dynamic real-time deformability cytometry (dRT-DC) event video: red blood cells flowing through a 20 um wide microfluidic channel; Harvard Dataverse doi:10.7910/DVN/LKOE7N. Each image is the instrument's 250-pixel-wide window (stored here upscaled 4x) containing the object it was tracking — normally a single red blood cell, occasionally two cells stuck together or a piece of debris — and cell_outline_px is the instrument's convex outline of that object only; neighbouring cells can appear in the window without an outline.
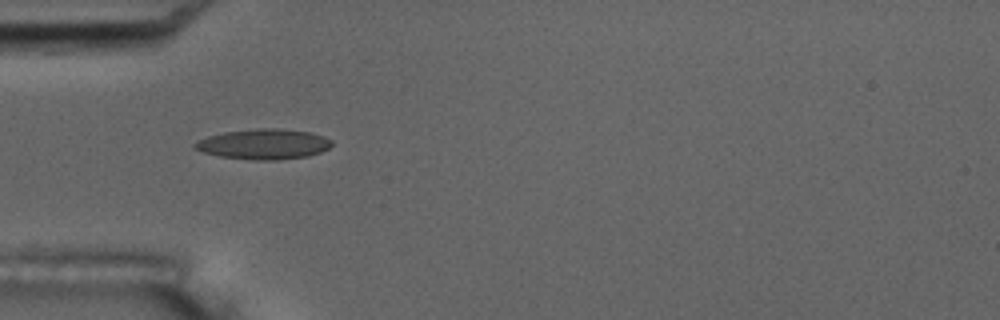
{"species": "common noctule bat (a hibernating species)", "species_latin": "Nyctalus noctula", "temperature_condition": "room temperature", "stored_images_in_passage": 6, "camera_frame_rate_fps": 3000, "um_per_image_px": 0.085, "animal": {"sex": "male", "body_mass_g": 17.5, "forearm_length_mm": 52.3}, "frame": {"image": 1, "passage_image": 5, "time_ms": 4.667, "image_size_px": [1000, 320], "cell_outline_px": [[332, 144], [328, 148], [320, 152], [308, 156], [276, 160], [252, 160], [220, 156], [204, 152], [196, 148], [192, 144], [208, 136], [224, 132], [256, 128], [280, 128], [308, 132], [324, 136], [332, 140]], "centroid_in_image_um": [22.44, 12.24], "position_along_channel_um": 62.6, "area_um2": 24.04}}